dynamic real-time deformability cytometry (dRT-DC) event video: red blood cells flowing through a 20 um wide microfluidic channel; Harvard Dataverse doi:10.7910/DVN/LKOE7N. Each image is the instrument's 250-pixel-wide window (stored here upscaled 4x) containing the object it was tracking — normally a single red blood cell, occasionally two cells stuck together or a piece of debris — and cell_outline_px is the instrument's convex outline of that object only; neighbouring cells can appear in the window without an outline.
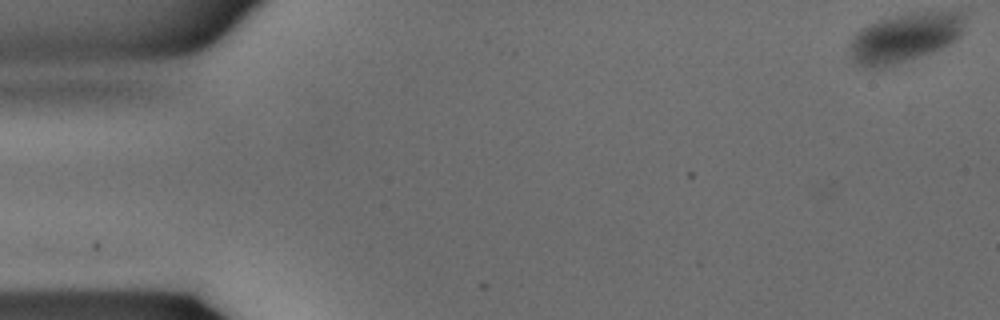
{"species": "common noctule bat (a hibernating species)", "species_latin": "Nyctalus noctula", "temperature_condition": "warm", "stored_images_in_passage": 36, "camera_frame_rate_fps": 3000, "um_per_image_px": 0.085, "animal": {"sex": "male", "body_mass_g": 15.6}, "frame": {"image": 1, "passage_image": 1, "time_ms": 0.0, "image_size_px": [1000, 320], "cell_outline_px": [[964, 32], [956, 40], [932, 52], [912, 60], [884, 68], [864, 68], [856, 64], [848, 56], [852, 40], [856, 32], [860, 28], [880, 20], [896, 16], [916, 12], [960, 12], [964, 20]], "centroid_in_image_um": [76.87, 3.24], "position_along_channel_um": 8.1, "area_um2": 33.06}}
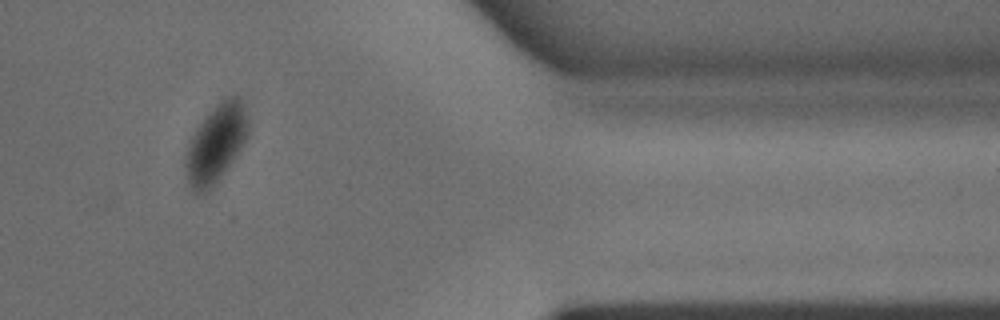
{"frame": {"image": 2, "passage_image": 31, "time_ms": 10.0, "image_size_px": [1000, 320], "cell_outline_px": [[248, 136], [240, 148], [212, 188], [196, 196], [192, 192], [188, 184], [184, 164], [184, 156], [188, 140], [204, 116], [220, 100], [228, 96], [240, 96], [244, 104], [248, 116]], "centroid_in_image_um": [18.31, 12.19], "position_along_channel_um": 393.1, "area_um2": 28.84}}
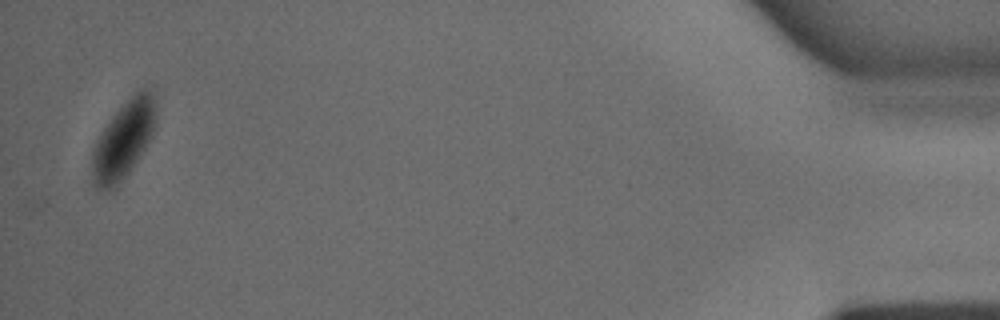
{"frame": {"image": 3, "passage_image": 36, "time_ms": 11.667, "image_size_px": [1000, 320], "cell_outline_px": [[156, 120], [152, 132], [140, 156], [132, 168], [116, 188], [108, 192], [96, 188], [92, 184], [92, 148], [100, 132], [112, 116], [140, 88], [152, 88], [156, 104]], "centroid_in_image_um": [10.48, 11.92], "position_along_channel_um": 424.7, "area_um2": 29.02}}